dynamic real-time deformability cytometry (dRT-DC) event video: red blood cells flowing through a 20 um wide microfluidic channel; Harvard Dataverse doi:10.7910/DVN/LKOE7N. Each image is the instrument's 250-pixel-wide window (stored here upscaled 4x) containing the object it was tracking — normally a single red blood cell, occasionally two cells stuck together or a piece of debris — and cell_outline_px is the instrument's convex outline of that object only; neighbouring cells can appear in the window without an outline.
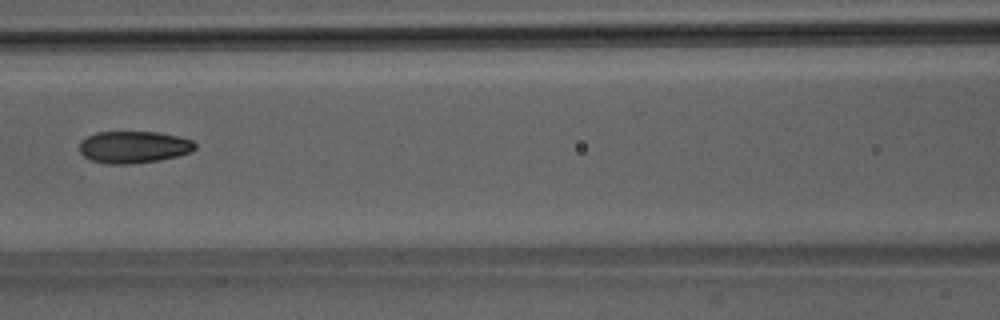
{"species": "Egyptian fruit bat (a non-hibernating species)", "species_latin": "Rousettus aegyptiacus", "temperature_condition": "room temperature", "stored_images_in_passage": 6, "camera_frame_rate_fps": 3000, "um_per_image_px": 0.085, "animal": {"sex": "male"}, "frame": {"image": 1, "passage_image": 6, "time_ms": 6.667, "image_size_px": [1000, 320], "cell_outline_px": [[196, 148], [192, 152], [160, 160], [128, 164], [108, 164], [92, 160], [84, 156], [80, 152], [80, 140], [96, 132], [160, 132], [192, 140], [196, 144]], "centroid_in_image_um": [11.37, 12.5], "position_along_channel_um": 155.2, "area_um2": 21.56}}